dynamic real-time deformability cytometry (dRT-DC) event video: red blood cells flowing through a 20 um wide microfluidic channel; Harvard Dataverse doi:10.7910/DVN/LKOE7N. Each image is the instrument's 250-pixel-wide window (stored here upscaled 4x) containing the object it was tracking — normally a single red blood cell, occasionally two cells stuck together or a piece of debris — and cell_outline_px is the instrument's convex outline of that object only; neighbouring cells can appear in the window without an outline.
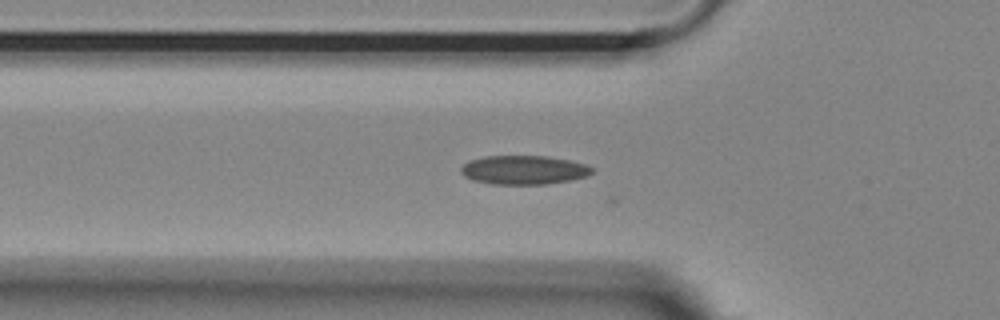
{"species": "Egyptian fruit bat (a non-hibernating species)", "species_latin": "Rousettus aegyptiacus", "temperature_condition": "room temperature", "stored_images_in_passage": 8, "camera_frame_rate_fps": 3000, "um_per_image_px": 0.085, "animal": {"sex": "female"}, "frame": {"image": 1, "passage_image": 3, "time_ms": 0.667, "image_size_px": [1000, 320], "cell_outline_px": [[592, 172], [588, 176], [568, 180], [544, 184], [492, 184], [476, 180], [464, 176], [460, 172], [460, 168], [468, 160], [484, 156], [544, 156], [568, 160], [584, 164], [592, 168]], "centroid_in_image_um": [44.48, 14.44], "position_along_channel_um": 81.3, "area_um2": 21.85}}
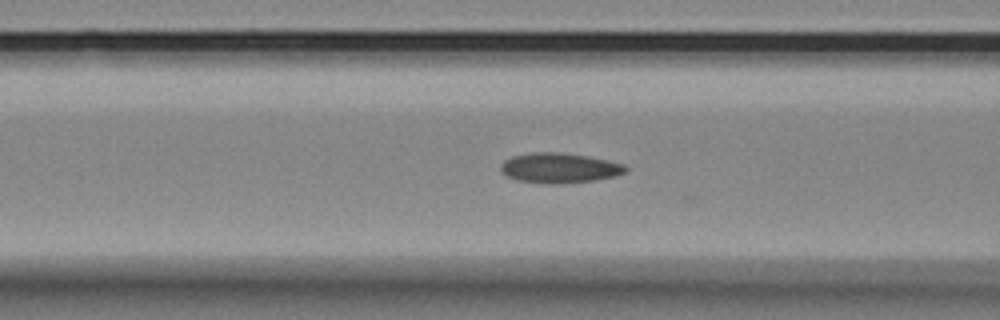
{"frame": {"image": 2, "passage_image": 6, "time_ms": 1.667, "image_size_px": [1000, 320], "cell_outline_px": [[628, 172], [616, 176], [596, 180], [556, 184], [548, 184], [516, 180], [508, 176], [500, 168], [500, 164], [504, 160], [512, 156], [528, 152], [560, 152], [588, 156], [608, 160], [624, 164], [628, 168]], "centroid_in_image_um": [47.57, 14.27], "position_along_channel_um": 119.0, "area_um2": 22.08}}